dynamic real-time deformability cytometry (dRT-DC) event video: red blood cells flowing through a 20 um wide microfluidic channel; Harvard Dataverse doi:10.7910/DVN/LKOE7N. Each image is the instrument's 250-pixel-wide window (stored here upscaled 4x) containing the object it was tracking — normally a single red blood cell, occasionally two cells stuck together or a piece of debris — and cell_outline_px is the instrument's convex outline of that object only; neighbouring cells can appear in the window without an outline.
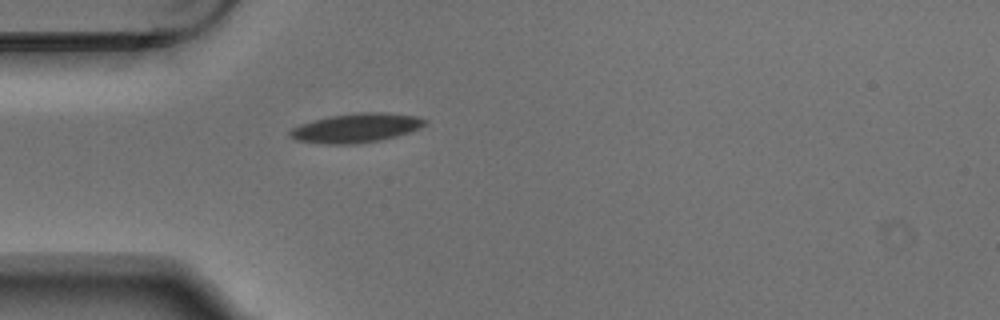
{"species": "Egyptian fruit bat (a non-hibernating species)", "species_latin": "Rousettus aegyptiacus", "temperature_condition": "warm", "stored_images_in_passage": 5, "camera_frame_rate_fps": 3000, "um_per_image_px": 0.085, "animal": {"sex": "male"}, "frame": {"image": 1, "passage_image": 5, "time_ms": 1.333, "image_size_px": [1000, 320], "cell_outline_px": [[428, 120], [424, 124], [408, 132], [396, 136], [380, 140], [356, 144], [324, 144], [296, 140], [288, 136], [288, 132], [292, 128], [300, 124], [332, 116], [360, 112], [384, 112], [416, 116]], "centroid_in_image_um": [30.23, 10.88], "position_along_channel_um": 54.8, "area_um2": 22.66}}